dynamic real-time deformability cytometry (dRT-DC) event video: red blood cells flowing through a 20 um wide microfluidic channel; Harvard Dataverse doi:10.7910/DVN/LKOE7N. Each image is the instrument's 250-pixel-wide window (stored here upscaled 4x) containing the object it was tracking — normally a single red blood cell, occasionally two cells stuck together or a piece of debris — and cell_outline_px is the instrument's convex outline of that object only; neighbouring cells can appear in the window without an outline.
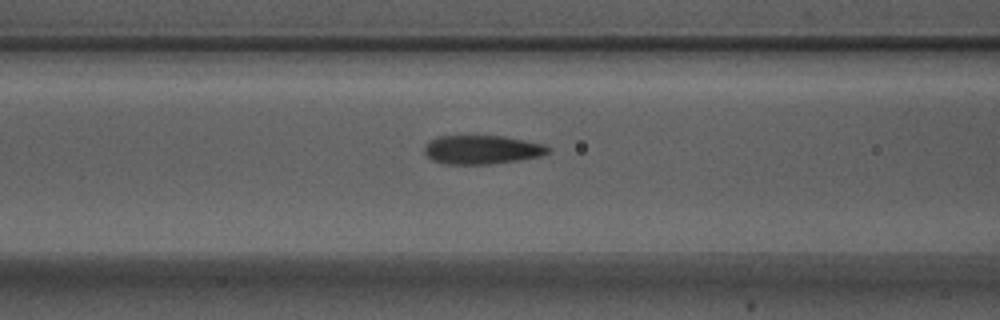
{"species": "Egyptian fruit bat (a non-hibernating species)", "species_latin": "Rousettus aegyptiacus", "temperature_condition": "warm", "stored_images_in_passage": 4, "camera_frame_rate_fps": 3000, "um_per_image_px": 0.085, "animal": {"sex": "male"}, "frame": {"image": 1, "passage_image": 4, "time_ms": 1.0, "image_size_px": [1000, 320], "cell_outline_px": [[552, 148], [548, 152], [540, 156], [520, 160], [488, 164], [444, 164], [432, 160], [424, 152], [424, 144], [428, 140], [440, 136], [504, 136], [544, 144]], "centroid_in_image_um": [40.94, 12.72], "position_along_channel_um": 125.7, "area_um2": 20.87}}